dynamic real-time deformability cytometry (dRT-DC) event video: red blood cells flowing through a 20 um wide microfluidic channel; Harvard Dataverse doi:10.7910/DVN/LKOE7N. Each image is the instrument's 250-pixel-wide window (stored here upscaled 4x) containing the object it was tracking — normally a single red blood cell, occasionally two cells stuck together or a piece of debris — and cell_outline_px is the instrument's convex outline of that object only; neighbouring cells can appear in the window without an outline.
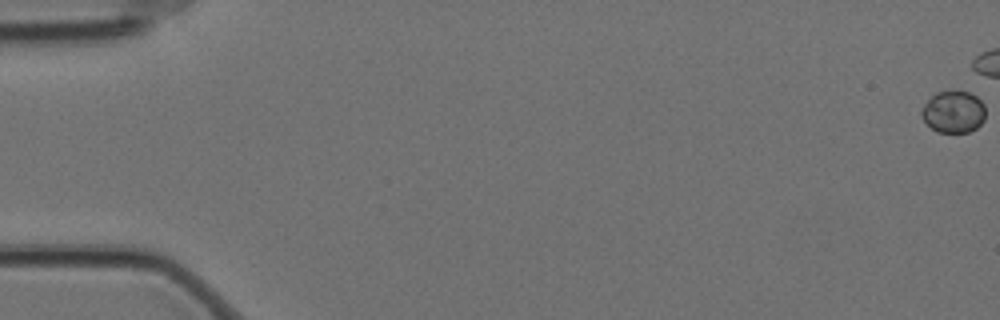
{"species": "Egyptian fruit bat (a non-hibernating species)", "species_latin": "Rousettus aegyptiacus", "temperature_condition": "cold", "stored_images_in_passage": 47, "camera_frame_rate_fps": 3000, "um_per_image_px": 0.085, "animal": {"sex": "female"}, "frame": {"image": 1, "passage_image": 1, "time_ms": 0.0, "image_size_px": [1000, 320], "cell_outline_px": [[984, 120], [976, 128], [968, 132], [936, 132], [924, 120], [920, 112], [920, 108], [936, 92], [956, 88], [968, 92], [976, 96], [984, 104]], "centroid_in_image_um": [81.03, 9.47], "position_along_channel_um": 4.0, "area_um2": 15.9}}
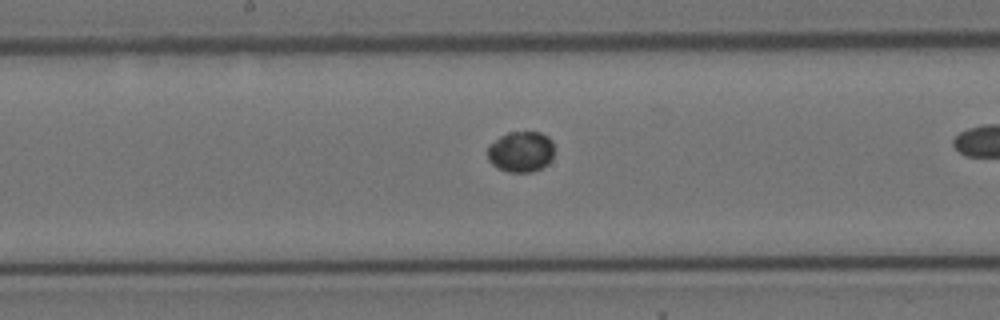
{"frame": {"image": 2, "passage_image": 32, "time_ms": 10.333, "image_size_px": [1000, 320], "cell_outline_px": [[552, 160], [548, 164], [532, 172], [508, 172], [492, 164], [488, 160], [488, 144], [500, 136], [508, 132], [540, 132], [548, 136], [552, 140]], "centroid_in_image_um": [44.27, 12.88], "position_along_channel_um": 203.9, "area_um2": 15.9}}
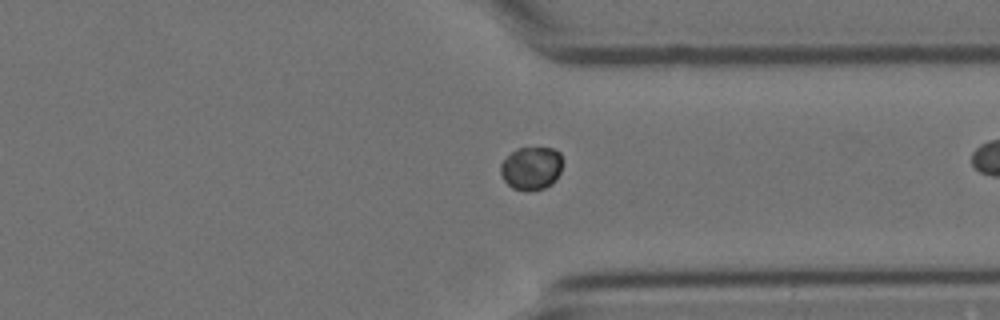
{"frame": {"image": 3, "passage_image": 46, "time_ms": 15.0, "image_size_px": [1000, 320], "cell_outline_px": [[560, 172], [556, 180], [552, 184], [544, 188], [512, 188], [504, 180], [500, 172], [500, 164], [516, 148], [552, 148], [560, 152]], "centroid_in_image_um": [45.15, 14.26], "position_along_channel_um": 366.2, "area_um2": 15.09}}